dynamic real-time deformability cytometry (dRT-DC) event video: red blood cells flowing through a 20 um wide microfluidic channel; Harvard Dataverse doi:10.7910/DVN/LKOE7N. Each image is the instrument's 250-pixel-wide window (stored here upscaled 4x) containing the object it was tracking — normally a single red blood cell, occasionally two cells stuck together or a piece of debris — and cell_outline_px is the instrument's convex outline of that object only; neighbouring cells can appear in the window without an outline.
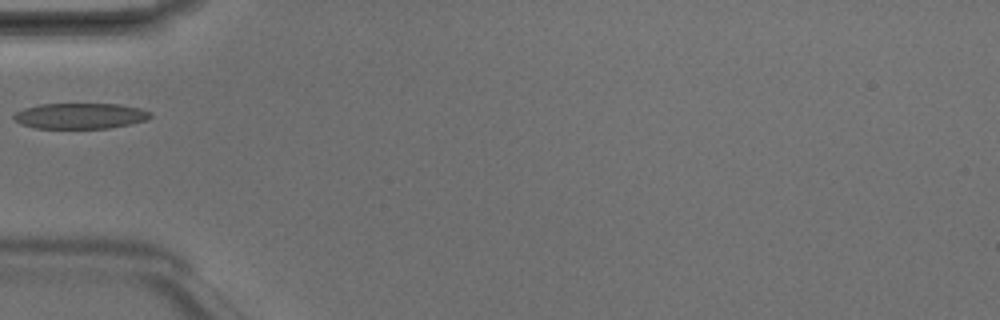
{"species": "Egyptian fruit bat (a non-hibernating species)", "species_latin": "Rousettus aegyptiacus", "temperature_condition": "room temperature", "stored_images_in_passage": 4, "camera_frame_rate_fps": 3000, "um_per_image_px": 0.085, "animal": {"sex": "male"}, "frame": {"image": 1, "passage_image": 4, "time_ms": 1.0, "image_size_px": [1000, 320], "cell_outline_px": [[152, 116], [144, 120], [128, 124], [108, 128], [36, 128], [20, 124], [12, 116], [16, 112], [24, 108], [40, 104], [120, 104], [140, 108], [152, 112]], "centroid_in_image_um": [6.81, 9.84], "position_along_channel_um": 78.2, "area_um2": 20.35}}